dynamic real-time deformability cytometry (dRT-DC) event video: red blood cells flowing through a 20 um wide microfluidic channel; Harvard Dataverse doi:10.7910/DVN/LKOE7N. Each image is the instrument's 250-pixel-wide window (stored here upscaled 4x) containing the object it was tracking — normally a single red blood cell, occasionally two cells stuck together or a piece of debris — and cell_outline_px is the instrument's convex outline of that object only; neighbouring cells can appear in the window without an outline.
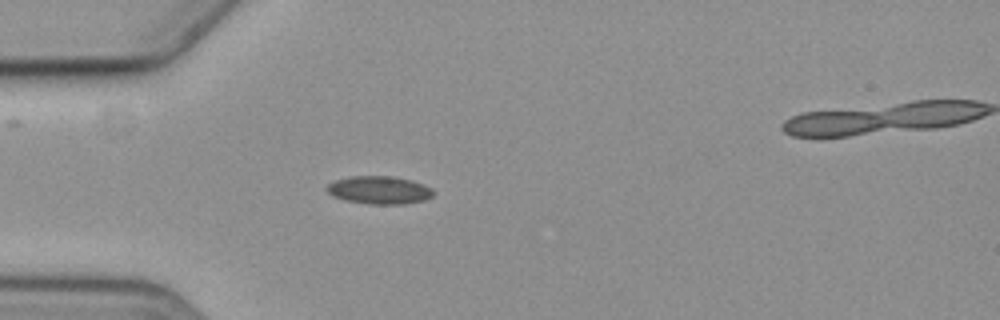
{"species": "common noctule bat (a hibernating species)", "species_latin": "Nyctalus noctula", "temperature_condition": "cold", "stored_images_in_passage": 6, "camera_frame_rate_fps": 3000, "um_per_image_px": 0.085, "animal": {"sex": "female", "body_mass_g": 19.3, "forearm_length_mm": 54.1}, "frame": {"image": 1, "passage_image": 5, "time_ms": 5.0, "image_size_px": [1000, 320], "cell_outline_px": [[436, 192], [432, 196], [424, 200], [404, 204], [368, 204], [344, 200], [332, 196], [324, 188], [328, 184], [336, 180], [352, 176], [392, 176], [412, 180], [424, 184], [432, 188]], "centroid_in_image_um": [32.25, 16.16], "position_along_channel_um": 52.8, "area_um2": 17.51}}